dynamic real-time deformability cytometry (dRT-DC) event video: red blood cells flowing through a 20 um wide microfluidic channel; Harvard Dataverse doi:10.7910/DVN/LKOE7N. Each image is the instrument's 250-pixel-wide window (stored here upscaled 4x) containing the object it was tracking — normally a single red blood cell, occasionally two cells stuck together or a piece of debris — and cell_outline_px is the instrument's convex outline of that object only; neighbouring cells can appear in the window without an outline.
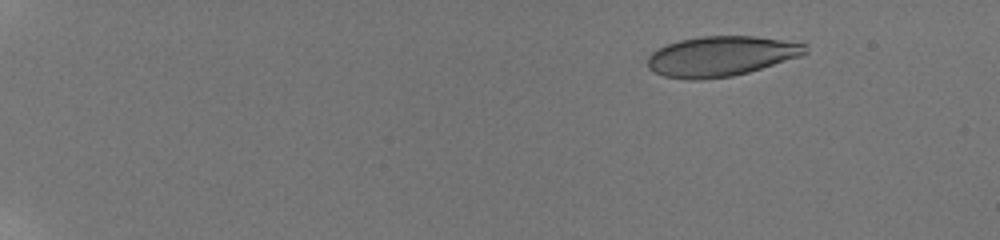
{"species": "human", "species_latin": "Homo sapiens", "temperature_condition": "room temperature", "stored_images_in_passage": 9, "camera_frame_rate_fps": 3000, "um_per_image_px": 0.085, "donor": {"sex": "male"}, "frame": {"image": 1, "passage_image": 3, "time_ms": 2.333, "image_size_px": [1000, 240], "cell_outline_px": [[808, 52], [800, 56], [748, 72], [732, 76], [700, 80], [688, 80], [664, 76], [648, 68], [648, 56], [652, 52], [668, 44], [680, 40], [700, 36], [756, 36], [808, 44]], "centroid_in_image_um": [61.29, 4.78], "position_along_channel_um": 23.7, "area_um2": 36.7}}
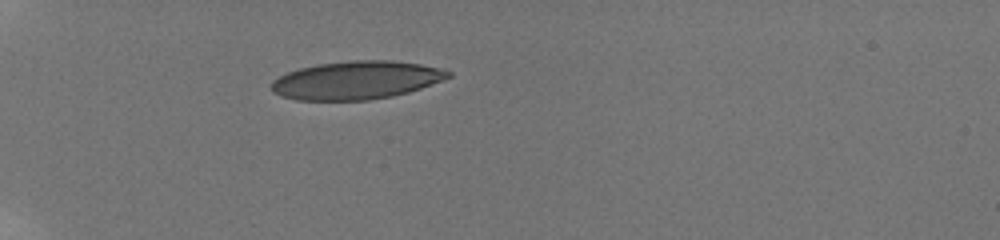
{"frame": {"image": 2, "passage_image": 7, "time_ms": 6.333, "image_size_px": [1000, 240], "cell_outline_px": [[452, 76], [432, 84], [408, 92], [392, 96], [368, 100], [296, 100], [280, 96], [272, 92], [272, 80], [288, 72], [300, 68], [320, 64], [352, 60], [392, 60], [420, 64], [440, 68], [452, 72]], "centroid_in_image_um": [30.29, 6.82], "position_along_channel_um": 54.7, "area_um2": 39.25}}